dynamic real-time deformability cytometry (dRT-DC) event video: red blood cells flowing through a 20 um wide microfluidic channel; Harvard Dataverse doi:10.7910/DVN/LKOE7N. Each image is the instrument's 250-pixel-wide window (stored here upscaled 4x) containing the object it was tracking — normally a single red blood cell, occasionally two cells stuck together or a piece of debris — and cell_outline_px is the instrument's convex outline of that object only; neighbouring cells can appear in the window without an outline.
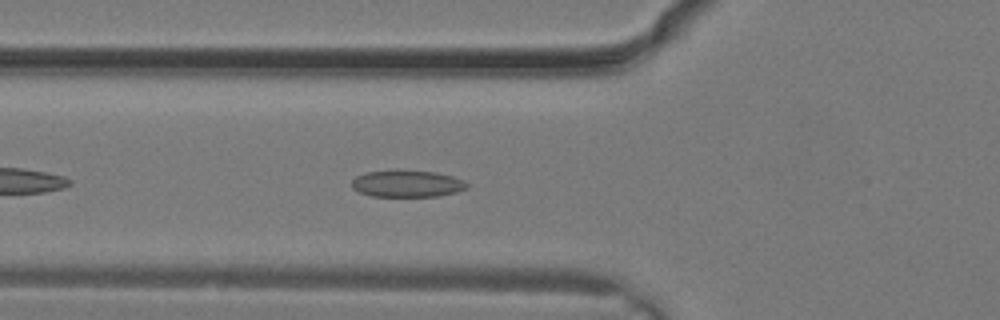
{"species": "common noctule bat (a hibernating species)", "species_latin": "Nyctalus noctula", "temperature_condition": "warm", "stored_images_in_passage": 6, "camera_frame_rate_fps": 3000, "um_per_image_px": 0.085, "animal": {"sex": "male", "body_mass_g": 19.2, "forearm_length_mm": 51.8}, "frame": {"image": 1, "passage_image": 4, "time_ms": 1.0, "image_size_px": [1000, 320], "cell_outline_px": [[468, 188], [456, 192], [436, 196], [372, 196], [360, 192], [352, 188], [352, 180], [356, 176], [364, 172], [436, 172], [452, 176], [464, 180], [468, 184]], "centroid_in_image_um": [34.62, 15.64], "position_along_channel_um": 91.2, "area_um2": 17.46}}
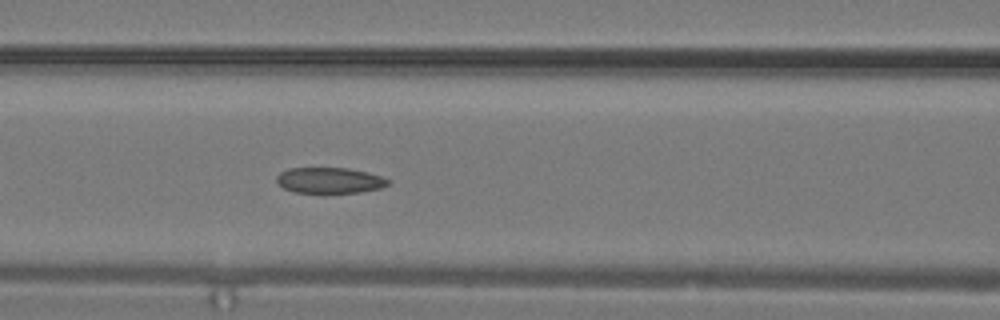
{"frame": {"image": 2, "passage_image": 6, "time_ms": 1.667, "image_size_px": [1000, 320], "cell_outline_px": [[392, 180], [388, 184], [380, 188], [360, 192], [324, 196], [292, 192], [284, 188], [276, 180], [276, 176], [280, 172], [288, 168], [348, 168], [368, 172]], "centroid_in_image_um": [28.0, 15.38], "position_along_channel_um": 138.6, "area_um2": 17.63}}